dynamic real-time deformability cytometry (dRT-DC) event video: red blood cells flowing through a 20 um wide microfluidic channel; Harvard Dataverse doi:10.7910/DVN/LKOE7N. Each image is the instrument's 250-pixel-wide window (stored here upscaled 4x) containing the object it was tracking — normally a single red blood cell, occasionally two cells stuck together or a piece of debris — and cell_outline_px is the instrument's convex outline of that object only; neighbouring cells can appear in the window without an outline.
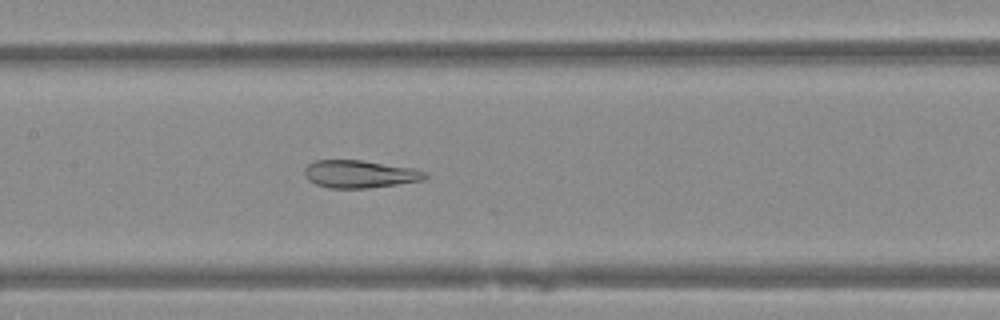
{"species": "Egyptian fruit bat (a non-hibernating species)", "species_latin": "Rousettus aegyptiacus", "temperature_condition": "warm", "stored_images_in_passage": 50, "camera_frame_rate_fps": 3000, "um_per_image_px": 0.085, "animal": {"sex": "female"}, "frame": {"image": 1, "passage_image": 24, "time_ms": 7.667, "image_size_px": [1000, 320], "cell_outline_px": [[428, 176], [424, 180], [368, 188], [328, 188], [316, 184], [308, 180], [304, 176], [304, 168], [308, 164], [316, 160], [360, 160], [416, 168], [428, 172]], "centroid_in_image_um": [30.59, 14.79], "position_along_channel_um": 176.8, "area_um2": 19.59}}
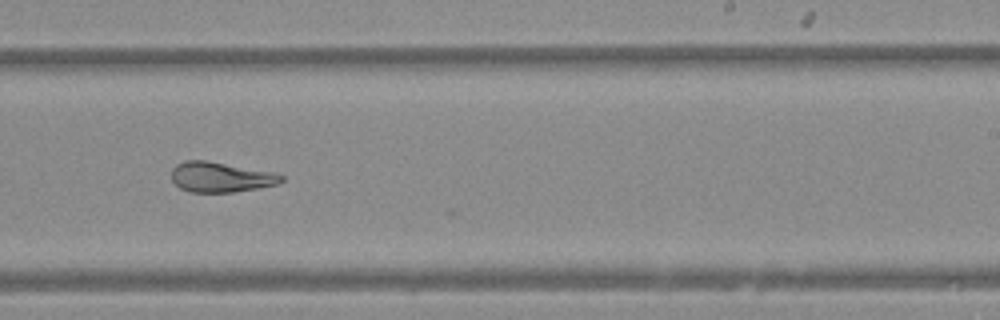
{"frame": {"image": 2, "passage_image": 31, "time_ms": 10.0, "image_size_px": [1000, 320], "cell_outline_px": [[284, 180], [280, 184], [232, 192], [188, 192], [180, 188], [172, 180], [172, 168], [176, 164], [184, 160], [208, 160], [276, 172], [284, 176]], "centroid_in_image_um": [18.78, 15.04], "position_along_channel_um": 270.2, "area_um2": 19.59}}
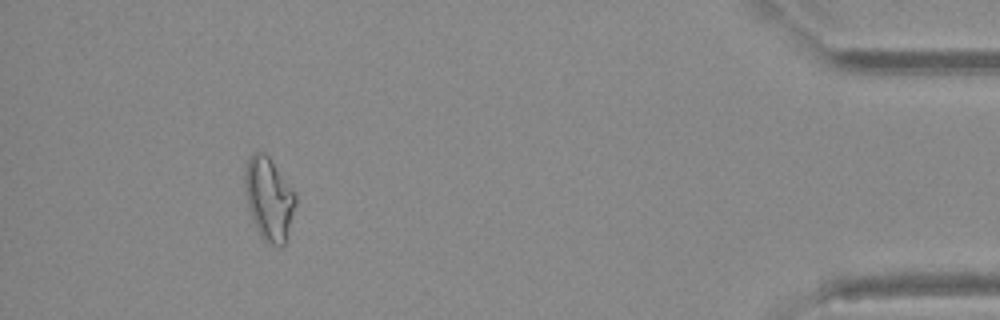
{"frame": {"image": 3, "passage_image": 46, "time_ms": 15.0, "image_size_px": [1000, 320], "cell_outline_px": [[296, 204], [284, 244], [280, 248], [268, 244], [260, 236], [256, 228], [248, 204], [244, 188], [244, 172], [248, 160], [252, 152], [264, 152], [268, 156], [296, 196]], "centroid_in_image_um": [22.84, 16.92], "position_along_channel_um": 412.4, "area_um2": 24.04}}